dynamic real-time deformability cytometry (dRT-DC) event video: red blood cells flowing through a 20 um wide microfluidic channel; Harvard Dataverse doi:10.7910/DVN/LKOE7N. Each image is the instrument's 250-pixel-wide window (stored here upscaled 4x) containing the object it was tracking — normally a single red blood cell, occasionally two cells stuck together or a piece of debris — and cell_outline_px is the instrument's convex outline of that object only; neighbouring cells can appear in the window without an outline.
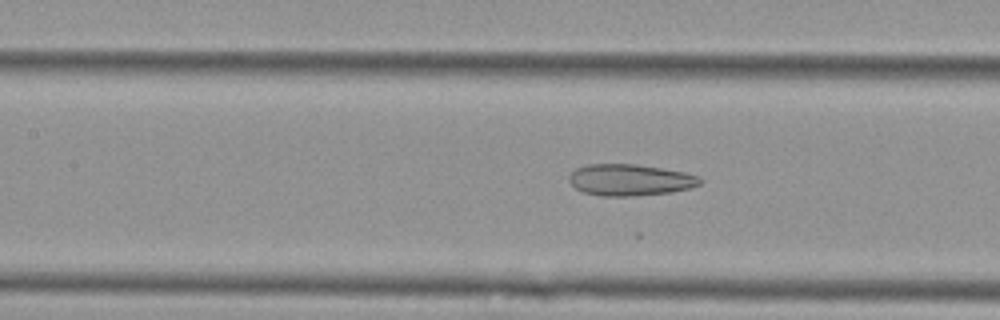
{"species": "Egyptian fruit bat (a non-hibernating species)", "species_latin": "Rousettus aegyptiacus", "temperature_condition": "cold", "stored_images_in_passage": 27, "camera_frame_rate_fps": 3000, "um_per_image_px": 0.085, "animal": {"sex": "female"}, "frame": {"image": 1, "passage_image": 16, "time_ms": 5.0, "image_size_px": [1000, 320], "cell_outline_px": [[704, 180], [700, 184], [692, 188], [672, 192], [632, 196], [600, 196], [584, 192], [576, 188], [568, 180], [568, 176], [576, 168], [588, 164], [636, 164], [684, 172], [696, 176]], "centroid_in_image_um": [53.55, 15.3], "position_along_channel_um": 153.9, "area_um2": 24.04}}
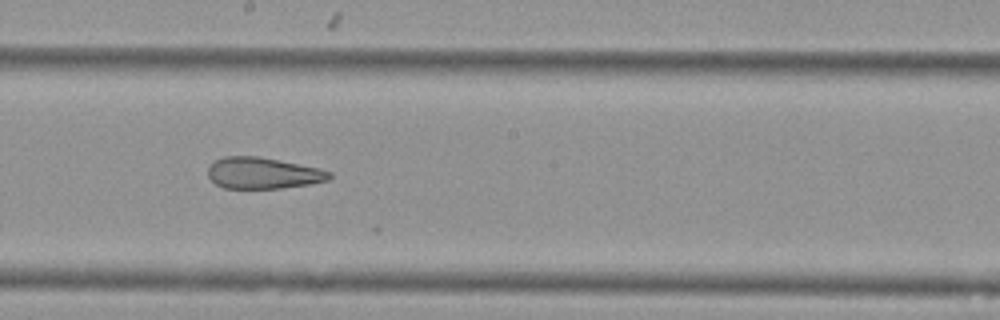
{"frame": {"image": 2, "passage_image": 22, "time_ms": 7.0, "image_size_px": [1000, 320], "cell_outline_px": [[332, 176], [328, 180], [308, 184], [280, 188], [224, 188], [216, 184], [208, 176], [208, 168], [216, 160], [224, 156], [260, 156], [320, 168], [332, 172]], "centroid_in_image_um": [22.37, 14.7], "position_along_channel_um": 225.8, "area_um2": 22.14}}
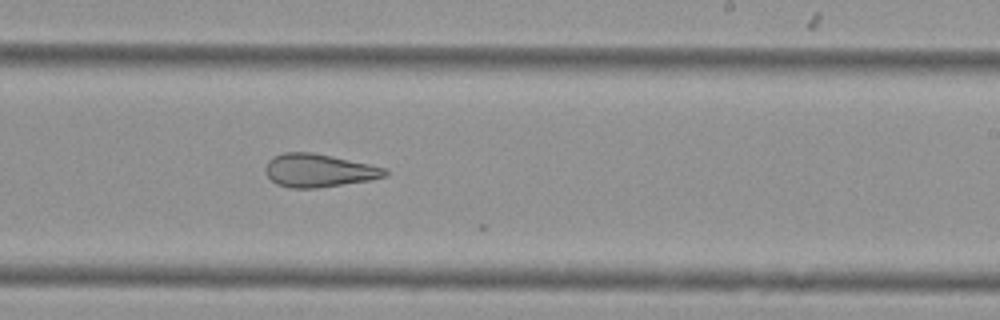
{"frame": {"image": 3, "passage_image": 25, "time_ms": 8.0, "image_size_px": [1000, 320], "cell_outline_px": [[388, 176], [372, 180], [316, 188], [288, 188], [276, 184], [264, 172], [264, 168], [268, 160], [272, 156], [284, 152], [312, 152], [332, 156], [388, 168]], "centroid_in_image_um": [27.09, 14.49], "position_along_channel_um": 261.9, "area_um2": 23.41}}